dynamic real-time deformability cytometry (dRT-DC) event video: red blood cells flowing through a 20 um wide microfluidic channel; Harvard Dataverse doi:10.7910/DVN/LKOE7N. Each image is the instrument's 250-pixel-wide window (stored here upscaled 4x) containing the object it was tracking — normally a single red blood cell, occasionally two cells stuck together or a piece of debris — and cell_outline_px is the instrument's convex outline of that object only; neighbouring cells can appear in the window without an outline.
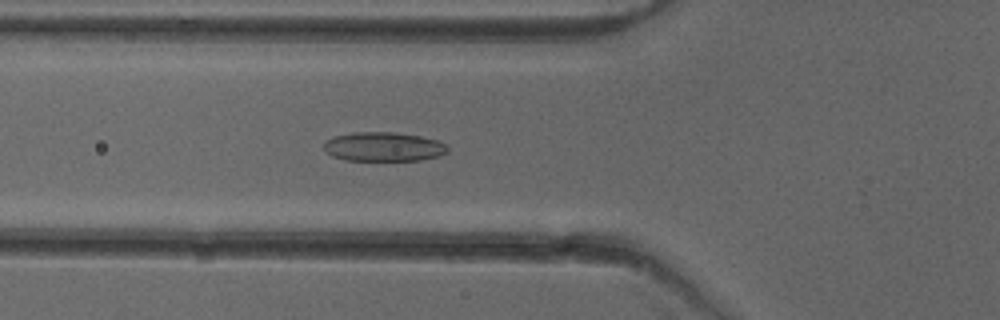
{"species": "common noctule bat (a hibernating species)", "species_latin": "Nyctalus noctula", "temperature_condition": "cold", "stored_images_in_passage": 48, "camera_frame_rate_fps": 3000, "um_per_image_px": 0.085, "animal": {"sex": "female"}, "frame": {"image": 1, "passage_image": 19, "time_ms": 6.0, "image_size_px": [1000, 320], "cell_outline_px": [[448, 152], [440, 156], [420, 160], [348, 160], [332, 156], [324, 148], [324, 144], [328, 140], [336, 136], [352, 132], [392, 132], [420, 136], [436, 140], [448, 144]], "centroid_in_image_um": [32.66, 12.47], "position_along_channel_um": 93.1, "area_um2": 20.92}}
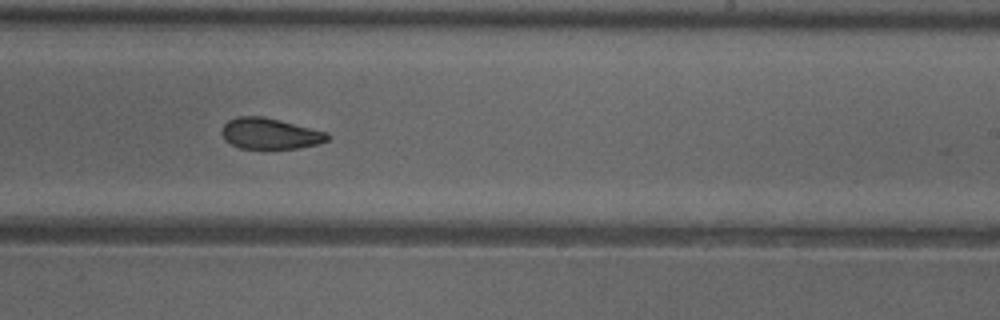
{"frame": {"image": 2, "passage_image": 32, "time_ms": 10.333, "image_size_px": [1000, 320], "cell_outline_px": [[332, 136], [328, 140], [320, 144], [296, 148], [240, 148], [224, 140], [220, 132], [224, 124], [228, 120], [236, 116], [260, 116], [280, 120], [328, 132]], "centroid_in_image_um": [22.96, 11.35], "position_along_channel_um": 266.0, "area_um2": 19.19}}
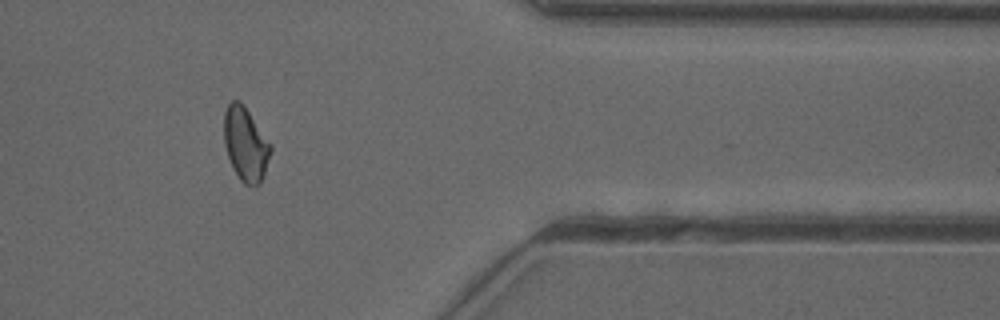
{"frame": {"image": 3, "passage_image": 43, "time_ms": 14.0, "image_size_px": [1000, 320], "cell_outline_px": [[272, 148], [264, 176], [260, 184], [244, 184], [240, 180], [232, 168], [224, 144], [224, 112], [228, 104], [232, 100], [240, 100], [244, 104], [272, 144]], "centroid_in_image_um": [20.88, 12.22], "position_along_channel_um": 390.5, "area_um2": 20.29}, "authors_computed_cell_mechanics": {"area_um2": 20.2878, "velocity_mm_per_s": 3.9723, "shape_relaxation_time_tau1_ms": 11.0273, "shape_relaxation_time_tau2_ms": 2.7696, "deformation_change_tau1": 0.2136, "deformation_change_tau2": 0.0652}}